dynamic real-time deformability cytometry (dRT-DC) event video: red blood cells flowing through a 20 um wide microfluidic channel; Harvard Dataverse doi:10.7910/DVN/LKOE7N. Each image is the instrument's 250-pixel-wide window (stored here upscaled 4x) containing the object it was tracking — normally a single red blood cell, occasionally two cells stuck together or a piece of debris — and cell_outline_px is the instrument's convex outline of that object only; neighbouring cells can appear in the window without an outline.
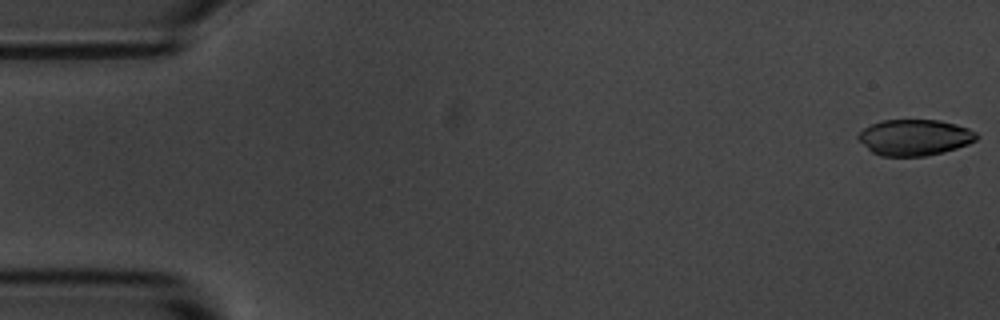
{"species": "common noctule bat (a hibernating species)", "species_latin": "Nyctalus noctula", "temperature_condition": "room temperature", "stored_images_in_passage": 6, "camera_frame_rate_fps": 3000, "um_per_image_px": 0.085, "animal": {"sex": "male", "body_mass_g": 20.1, "forearm_length_mm": 53.5}, "frame": {"image": 1, "passage_image": 1, "time_ms": 0.0, "image_size_px": [1000, 320], "cell_outline_px": [[980, 136], [976, 140], [968, 144], [944, 152], [924, 156], [880, 156], [872, 152], [856, 136], [864, 128], [880, 120], [940, 120], [956, 124], [968, 128], [976, 132]], "centroid_in_image_um": [77.77, 11.68], "position_along_channel_um": 7.2, "area_um2": 24.85}}
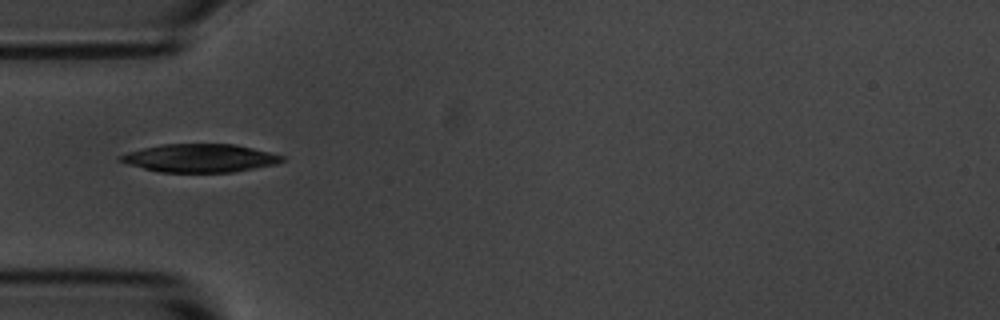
{"frame": {"image": 2, "passage_image": 5, "time_ms": 1.333, "image_size_px": [1000, 320], "cell_outline_px": [[284, 160], [276, 164], [232, 172], [160, 172], [128, 164], [116, 160], [120, 156], [128, 152], [160, 144], [236, 144], [284, 156]], "centroid_in_image_um": [16.98, 13.43], "position_along_channel_um": 68.0, "area_um2": 26.36}}